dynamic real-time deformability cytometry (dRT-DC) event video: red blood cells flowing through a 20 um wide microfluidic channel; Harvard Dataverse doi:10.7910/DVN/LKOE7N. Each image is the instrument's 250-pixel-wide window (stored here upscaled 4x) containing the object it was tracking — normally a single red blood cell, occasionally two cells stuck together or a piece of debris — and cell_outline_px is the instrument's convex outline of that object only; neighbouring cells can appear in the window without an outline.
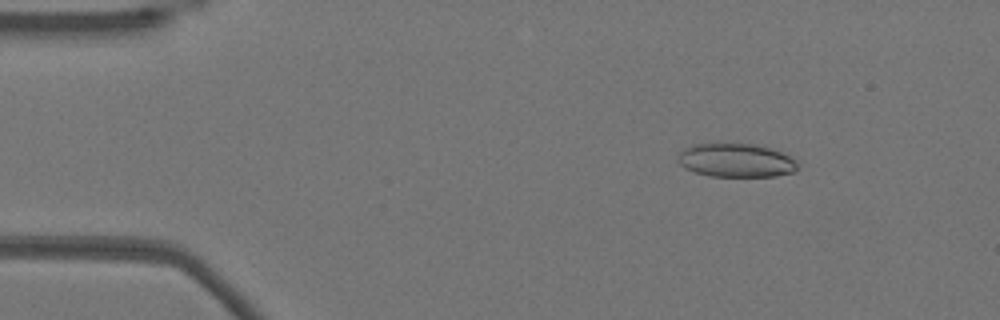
{"species": "Egyptian fruit bat (a non-hibernating species)", "species_latin": "Rousettus aegyptiacus", "temperature_condition": "warm", "stored_images_in_passage": 49, "camera_frame_rate_fps": 3000, "um_per_image_px": 0.085, "animal": {"sex": "female"}, "frame": {"image": 1, "passage_image": 4, "time_ms": 1.0, "image_size_px": [1000, 320], "cell_outline_px": [[796, 168], [792, 172], [776, 176], [708, 176], [684, 168], [676, 160], [680, 152], [684, 148], [692, 144], [720, 140], [756, 144], [780, 152], [796, 160]], "centroid_in_image_um": [62.46, 13.57], "position_along_channel_um": 22.5, "area_um2": 24.16}}
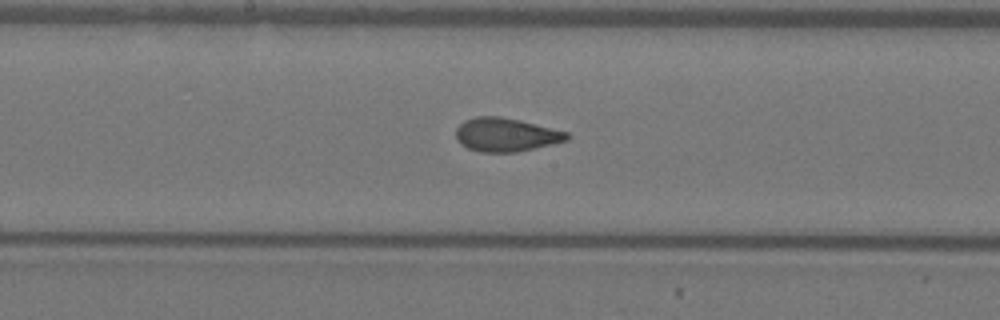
{"frame": {"image": 2, "passage_image": 24, "time_ms": 7.667, "image_size_px": [1000, 320], "cell_outline_px": [[568, 140], [516, 152], [480, 152], [468, 148], [460, 144], [456, 140], [456, 128], [464, 120], [476, 116], [500, 116], [520, 120], [568, 132]], "centroid_in_image_um": [42.96, 11.44], "position_along_channel_um": 205.2, "area_um2": 21.68}}
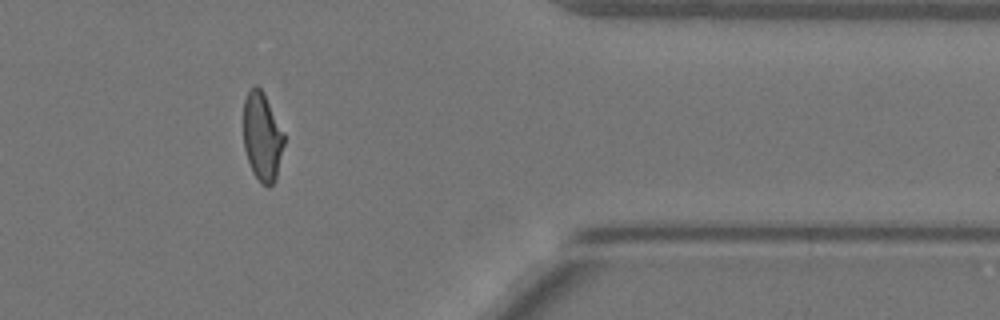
{"frame": {"image": 3, "passage_image": 40, "time_ms": 13.0, "image_size_px": [1000, 320], "cell_outline_px": [[284, 144], [276, 180], [268, 188], [260, 184], [252, 172], [244, 148], [244, 100], [248, 92], [256, 84], [264, 92], [284, 132]], "centroid_in_image_um": [22.3, 11.65], "position_along_channel_um": 389.1, "area_um2": 21.15}, "authors_computed_cell_mechanics": {"area_um2": 22.0796, "velocity_mm_per_s": 3.8641, "shape_relaxation_time_tau1_ms": 7.2198, "shape_relaxation_time_tau2_ms": 0.947, "deformation_change_tau1": 0.2174, "deformation_change_tau2": 0.0808}}